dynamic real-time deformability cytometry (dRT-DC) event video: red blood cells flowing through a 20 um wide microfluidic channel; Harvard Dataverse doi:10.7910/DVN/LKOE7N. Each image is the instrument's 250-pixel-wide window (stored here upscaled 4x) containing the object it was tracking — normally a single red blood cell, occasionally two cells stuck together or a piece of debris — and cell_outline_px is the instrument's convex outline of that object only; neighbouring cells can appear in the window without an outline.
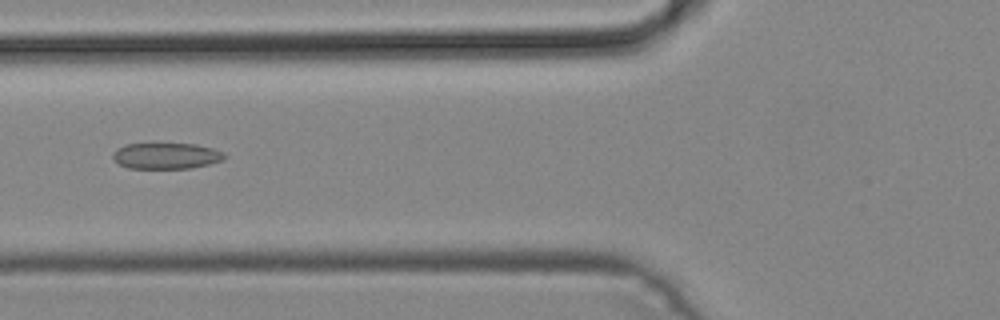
{"species": "common noctule bat (a hibernating species)", "species_latin": "Nyctalus noctula", "temperature_condition": "cold", "stored_images_in_passage": 40, "camera_frame_rate_fps": 3000, "um_per_image_px": 0.085, "animal": {"sex": "male", "body_mass_g": 19.2, "forearm_length_mm": 51.8}, "frame": {"image": 1, "passage_image": 11, "time_ms": 3.333, "image_size_px": [1000, 320], "cell_outline_px": [[228, 156], [224, 160], [192, 168], [128, 168], [120, 164], [112, 156], [112, 152], [116, 148], [124, 144], [196, 144], [212, 148], [224, 152]], "centroid_in_image_um": [14.15, 13.24], "position_along_channel_um": 111.6, "area_um2": 16.99}}
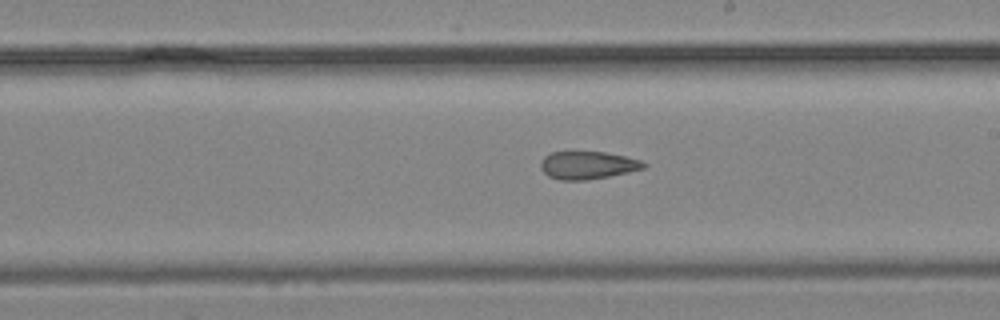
{"frame": {"image": 2, "passage_image": 20, "time_ms": 6.333, "image_size_px": [1000, 320], "cell_outline_px": [[648, 164], [644, 168], [628, 172], [588, 180], [560, 180], [548, 176], [540, 168], [540, 160], [544, 156], [552, 152], [604, 152], [624, 156], [640, 160]], "centroid_in_image_um": [49.92, 14.04], "position_along_channel_um": 239.1, "area_um2": 16.65}}
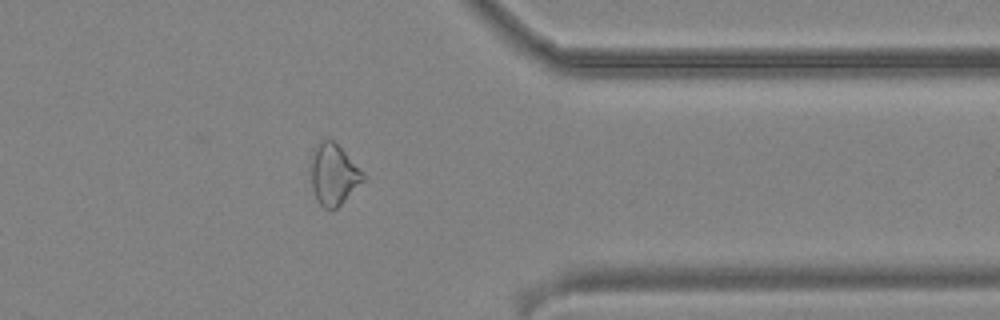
{"frame": {"image": 3, "passage_image": 31, "time_ms": 10.0, "image_size_px": [1000, 320], "cell_outline_px": [[368, 180], [332, 212], [324, 208], [320, 204], [312, 188], [312, 148], [320, 140], [332, 140], [368, 176]], "centroid_in_image_um": [28.41, 14.87], "position_along_channel_um": 383.0, "area_um2": 18.84}}